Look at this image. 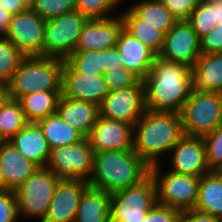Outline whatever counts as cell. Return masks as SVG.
Returning a JSON list of instances; mask_svg holds the SVG:
<instances>
[{
	"instance_id": "cell-10",
	"label": "cell",
	"mask_w": 222,
	"mask_h": 222,
	"mask_svg": "<svg viewBox=\"0 0 222 222\" xmlns=\"http://www.w3.org/2000/svg\"><path fill=\"white\" fill-rule=\"evenodd\" d=\"M93 148L88 138L50 149L46 167L58 178L89 180L93 170Z\"/></svg>"
},
{
	"instance_id": "cell-26",
	"label": "cell",
	"mask_w": 222,
	"mask_h": 222,
	"mask_svg": "<svg viewBox=\"0 0 222 222\" xmlns=\"http://www.w3.org/2000/svg\"><path fill=\"white\" fill-rule=\"evenodd\" d=\"M138 1V2H137ZM128 7L142 24H149L164 35L178 22L173 14L158 0H137Z\"/></svg>"
},
{
	"instance_id": "cell-37",
	"label": "cell",
	"mask_w": 222,
	"mask_h": 222,
	"mask_svg": "<svg viewBox=\"0 0 222 222\" xmlns=\"http://www.w3.org/2000/svg\"><path fill=\"white\" fill-rule=\"evenodd\" d=\"M103 75L109 92L134 86L140 80L137 75L124 66L109 69Z\"/></svg>"
},
{
	"instance_id": "cell-1",
	"label": "cell",
	"mask_w": 222,
	"mask_h": 222,
	"mask_svg": "<svg viewBox=\"0 0 222 222\" xmlns=\"http://www.w3.org/2000/svg\"><path fill=\"white\" fill-rule=\"evenodd\" d=\"M142 81L146 110L180 114L193 89L192 68L156 56Z\"/></svg>"
},
{
	"instance_id": "cell-2",
	"label": "cell",
	"mask_w": 222,
	"mask_h": 222,
	"mask_svg": "<svg viewBox=\"0 0 222 222\" xmlns=\"http://www.w3.org/2000/svg\"><path fill=\"white\" fill-rule=\"evenodd\" d=\"M183 136L180 114L146 110L134 125L133 151L149 166L161 164Z\"/></svg>"
},
{
	"instance_id": "cell-18",
	"label": "cell",
	"mask_w": 222,
	"mask_h": 222,
	"mask_svg": "<svg viewBox=\"0 0 222 222\" xmlns=\"http://www.w3.org/2000/svg\"><path fill=\"white\" fill-rule=\"evenodd\" d=\"M134 126L98 116L88 137L94 152L133 149Z\"/></svg>"
},
{
	"instance_id": "cell-42",
	"label": "cell",
	"mask_w": 222,
	"mask_h": 222,
	"mask_svg": "<svg viewBox=\"0 0 222 222\" xmlns=\"http://www.w3.org/2000/svg\"><path fill=\"white\" fill-rule=\"evenodd\" d=\"M103 74L109 70L123 66L120 60V52L116 46L101 50Z\"/></svg>"
},
{
	"instance_id": "cell-41",
	"label": "cell",
	"mask_w": 222,
	"mask_h": 222,
	"mask_svg": "<svg viewBox=\"0 0 222 222\" xmlns=\"http://www.w3.org/2000/svg\"><path fill=\"white\" fill-rule=\"evenodd\" d=\"M201 54L222 53V26L218 24L200 39Z\"/></svg>"
},
{
	"instance_id": "cell-35",
	"label": "cell",
	"mask_w": 222,
	"mask_h": 222,
	"mask_svg": "<svg viewBox=\"0 0 222 222\" xmlns=\"http://www.w3.org/2000/svg\"><path fill=\"white\" fill-rule=\"evenodd\" d=\"M202 138L205 143L206 160L210 171L222 172V123Z\"/></svg>"
},
{
	"instance_id": "cell-32",
	"label": "cell",
	"mask_w": 222,
	"mask_h": 222,
	"mask_svg": "<svg viewBox=\"0 0 222 222\" xmlns=\"http://www.w3.org/2000/svg\"><path fill=\"white\" fill-rule=\"evenodd\" d=\"M25 55L5 36H0V82L9 84Z\"/></svg>"
},
{
	"instance_id": "cell-20",
	"label": "cell",
	"mask_w": 222,
	"mask_h": 222,
	"mask_svg": "<svg viewBox=\"0 0 222 222\" xmlns=\"http://www.w3.org/2000/svg\"><path fill=\"white\" fill-rule=\"evenodd\" d=\"M38 166L26 159L9 141L0 144V169L6 190L15 191Z\"/></svg>"
},
{
	"instance_id": "cell-45",
	"label": "cell",
	"mask_w": 222,
	"mask_h": 222,
	"mask_svg": "<svg viewBox=\"0 0 222 222\" xmlns=\"http://www.w3.org/2000/svg\"><path fill=\"white\" fill-rule=\"evenodd\" d=\"M12 14L0 6V36H5L10 25Z\"/></svg>"
},
{
	"instance_id": "cell-27",
	"label": "cell",
	"mask_w": 222,
	"mask_h": 222,
	"mask_svg": "<svg viewBox=\"0 0 222 222\" xmlns=\"http://www.w3.org/2000/svg\"><path fill=\"white\" fill-rule=\"evenodd\" d=\"M42 130L50 149L72 145L84 137L65 122L56 112L36 122Z\"/></svg>"
},
{
	"instance_id": "cell-5",
	"label": "cell",
	"mask_w": 222,
	"mask_h": 222,
	"mask_svg": "<svg viewBox=\"0 0 222 222\" xmlns=\"http://www.w3.org/2000/svg\"><path fill=\"white\" fill-rule=\"evenodd\" d=\"M180 115L184 135L211 133L222 123V93L192 89Z\"/></svg>"
},
{
	"instance_id": "cell-40",
	"label": "cell",
	"mask_w": 222,
	"mask_h": 222,
	"mask_svg": "<svg viewBox=\"0 0 222 222\" xmlns=\"http://www.w3.org/2000/svg\"><path fill=\"white\" fill-rule=\"evenodd\" d=\"M178 21H187L199 0H158Z\"/></svg>"
},
{
	"instance_id": "cell-9",
	"label": "cell",
	"mask_w": 222,
	"mask_h": 222,
	"mask_svg": "<svg viewBox=\"0 0 222 222\" xmlns=\"http://www.w3.org/2000/svg\"><path fill=\"white\" fill-rule=\"evenodd\" d=\"M156 203L155 182L149 175L138 185L111 193L110 222H142Z\"/></svg>"
},
{
	"instance_id": "cell-19",
	"label": "cell",
	"mask_w": 222,
	"mask_h": 222,
	"mask_svg": "<svg viewBox=\"0 0 222 222\" xmlns=\"http://www.w3.org/2000/svg\"><path fill=\"white\" fill-rule=\"evenodd\" d=\"M116 47L120 52L123 66L143 80L149 74L157 55L125 28L120 34Z\"/></svg>"
},
{
	"instance_id": "cell-17",
	"label": "cell",
	"mask_w": 222,
	"mask_h": 222,
	"mask_svg": "<svg viewBox=\"0 0 222 222\" xmlns=\"http://www.w3.org/2000/svg\"><path fill=\"white\" fill-rule=\"evenodd\" d=\"M109 93L104 75L77 73L66 61L62 71V95L98 106Z\"/></svg>"
},
{
	"instance_id": "cell-34",
	"label": "cell",
	"mask_w": 222,
	"mask_h": 222,
	"mask_svg": "<svg viewBox=\"0 0 222 222\" xmlns=\"http://www.w3.org/2000/svg\"><path fill=\"white\" fill-rule=\"evenodd\" d=\"M77 73L103 75L101 50L75 51L65 60Z\"/></svg>"
},
{
	"instance_id": "cell-31",
	"label": "cell",
	"mask_w": 222,
	"mask_h": 222,
	"mask_svg": "<svg viewBox=\"0 0 222 222\" xmlns=\"http://www.w3.org/2000/svg\"><path fill=\"white\" fill-rule=\"evenodd\" d=\"M187 22L199 39L209 34L218 25L214 15V0H199Z\"/></svg>"
},
{
	"instance_id": "cell-46",
	"label": "cell",
	"mask_w": 222,
	"mask_h": 222,
	"mask_svg": "<svg viewBox=\"0 0 222 222\" xmlns=\"http://www.w3.org/2000/svg\"><path fill=\"white\" fill-rule=\"evenodd\" d=\"M10 98L9 86L6 83L0 82V108Z\"/></svg>"
},
{
	"instance_id": "cell-14",
	"label": "cell",
	"mask_w": 222,
	"mask_h": 222,
	"mask_svg": "<svg viewBox=\"0 0 222 222\" xmlns=\"http://www.w3.org/2000/svg\"><path fill=\"white\" fill-rule=\"evenodd\" d=\"M167 168L174 173L201 177L210 171L202 137L184 135L169 153Z\"/></svg>"
},
{
	"instance_id": "cell-6",
	"label": "cell",
	"mask_w": 222,
	"mask_h": 222,
	"mask_svg": "<svg viewBox=\"0 0 222 222\" xmlns=\"http://www.w3.org/2000/svg\"><path fill=\"white\" fill-rule=\"evenodd\" d=\"M161 166L162 163L150 166L157 203L181 212L194 209L198 200L200 177L174 173L169 169H164L165 172Z\"/></svg>"
},
{
	"instance_id": "cell-12",
	"label": "cell",
	"mask_w": 222,
	"mask_h": 222,
	"mask_svg": "<svg viewBox=\"0 0 222 222\" xmlns=\"http://www.w3.org/2000/svg\"><path fill=\"white\" fill-rule=\"evenodd\" d=\"M46 20L32 9L12 15L5 35L25 56H43Z\"/></svg>"
},
{
	"instance_id": "cell-3",
	"label": "cell",
	"mask_w": 222,
	"mask_h": 222,
	"mask_svg": "<svg viewBox=\"0 0 222 222\" xmlns=\"http://www.w3.org/2000/svg\"><path fill=\"white\" fill-rule=\"evenodd\" d=\"M150 175V166L133 149L94 152L89 186L110 193L138 185Z\"/></svg>"
},
{
	"instance_id": "cell-47",
	"label": "cell",
	"mask_w": 222,
	"mask_h": 222,
	"mask_svg": "<svg viewBox=\"0 0 222 222\" xmlns=\"http://www.w3.org/2000/svg\"><path fill=\"white\" fill-rule=\"evenodd\" d=\"M215 21L222 26V0H214Z\"/></svg>"
},
{
	"instance_id": "cell-16",
	"label": "cell",
	"mask_w": 222,
	"mask_h": 222,
	"mask_svg": "<svg viewBox=\"0 0 222 222\" xmlns=\"http://www.w3.org/2000/svg\"><path fill=\"white\" fill-rule=\"evenodd\" d=\"M124 29V21L117 12L105 19H88L84 24L75 51H100L116 46Z\"/></svg>"
},
{
	"instance_id": "cell-7",
	"label": "cell",
	"mask_w": 222,
	"mask_h": 222,
	"mask_svg": "<svg viewBox=\"0 0 222 222\" xmlns=\"http://www.w3.org/2000/svg\"><path fill=\"white\" fill-rule=\"evenodd\" d=\"M58 178L47 167H38L25 182L15 190L18 215L42 222L52 201ZM33 217V218H32Z\"/></svg>"
},
{
	"instance_id": "cell-28",
	"label": "cell",
	"mask_w": 222,
	"mask_h": 222,
	"mask_svg": "<svg viewBox=\"0 0 222 222\" xmlns=\"http://www.w3.org/2000/svg\"><path fill=\"white\" fill-rule=\"evenodd\" d=\"M62 91H40L21 96V104L28 122H37L56 113Z\"/></svg>"
},
{
	"instance_id": "cell-30",
	"label": "cell",
	"mask_w": 222,
	"mask_h": 222,
	"mask_svg": "<svg viewBox=\"0 0 222 222\" xmlns=\"http://www.w3.org/2000/svg\"><path fill=\"white\" fill-rule=\"evenodd\" d=\"M28 121L18 100L9 98L0 108V138L10 141Z\"/></svg>"
},
{
	"instance_id": "cell-21",
	"label": "cell",
	"mask_w": 222,
	"mask_h": 222,
	"mask_svg": "<svg viewBox=\"0 0 222 222\" xmlns=\"http://www.w3.org/2000/svg\"><path fill=\"white\" fill-rule=\"evenodd\" d=\"M56 112L84 138H88L98 119L99 106L91 102L65 97L61 94Z\"/></svg>"
},
{
	"instance_id": "cell-39",
	"label": "cell",
	"mask_w": 222,
	"mask_h": 222,
	"mask_svg": "<svg viewBox=\"0 0 222 222\" xmlns=\"http://www.w3.org/2000/svg\"><path fill=\"white\" fill-rule=\"evenodd\" d=\"M181 211L156 203L142 222H181Z\"/></svg>"
},
{
	"instance_id": "cell-29",
	"label": "cell",
	"mask_w": 222,
	"mask_h": 222,
	"mask_svg": "<svg viewBox=\"0 0 222 222\" xmlns=\"http://www.w3.org/2000/svg\"><path fill=\"white\" fill-rule=\"evenodd\" d=\"M127 9L124 12L122 8L121 11L118 10L124 21V28L158 55L163 46L164 34L149 24H142V19H139L129 8Z\"/></svg>"
},
{
	"instance_id": "cell-11",
	"label": "cell",
	"mask_w": 222,
	"mask_h": 222,
	"mask_svg": "<svg viewBox=\"0 0 222 222\" xmlns=\"http://www.w3.org/2000/svg\"><path fill=\"white\" fill-rule=\"evenodd\" d=\"M145 111L144 84L141 79L134 86L109 92L99 106V116L132 126Z\"/></svg>"
},
{
	"instance_id": "cell-33",
	"label": "cell",
	"mask_w": 222,
	"mask_h": 222,
	"mask_svg": "<svg viewBox=\"0 0 222 222\" xmlns=\"http://www.w3.org/2000/svg\"><path fill=\"white\" fill-rule=\"evenodd\" d=\"M124 0H75V10L88 19H105L115 16ZM123 4H122V3ZM120 7V8H117Z\"/></svg>"
},
{
	"instance_id": "cell-44",
	"label": "cell",
	"mask_w": 222,
	"mask_h": 222,
	"mask_svg": "<svg viewBox=\"0 0 222 222\" xmlns=\"http://www.w3.org/2000/svg\"><path fill=\"white\" fill-rule=\"evenodd\" d=\"M0 6L12 15H16L26 10L19 0H0Z\"/></svg>"
},
{
	"instance_id": "cell-49",
	"label": "cell",
	"mask_w": 222,
	"mask_h": 222,
	"mask_svg": "<svg viewBox=\"0 0 222 222\" xmlns=\"http://www.w3.org/2000/svg\"><path fill=\"white\" fill-rule=\"evenodd\" d=\"M2 190H6V189L4 188V181H3L2 172L0 169V191H2Z\"/></svg>"
},
{
	"instance_id": "cell-25",
	"label": "cell",
	"mask_w": 222,
	"mask_h": 222,
	"mask_svg": "<svg viewBox=\"0 0 222 222\" xmlns=\"http://www.w3.org/2000/svg\"><path fill=\"white\" fill-rule=\"evenodd\" d=\"M194 209L222 219V172L211 171L200 177Z\"/></svg>"
},
{
	"instance_id": "cell-43",
	"label": "cell",
	"mask_w": 222,
	"mask_h": 222,
	"mask_svg": "<svg viewBox=\"0 0 222 222\" xmlns=\"http://www.w3.org/2000/svg\"><path fill=\"white\" fill-rule=\"evenodd\" d=\"M181 222H222V219L196 209H191L181 213Z\"/></svg>"
},
{
	"instance_id": "cell-13",
	"label": "cell",
	"mask_w": 222,
	"mask_h": 222,
	"mask_svg": "<svg viewBox=\"0 0 222 222\" xmlns=\"http://www.w3.org/2000/svg\"><path fill=\"white\" fill-rule=\"evenodd\" d=\"M201 55L200 39L187 21H178L165 35L161 59L192 68Z\"/></svg>"
},
{
	"instance_id": "cell-4",
	"label": "cell",
	"mask_w": 222,
	"mask_h": 222,
	"mask_svg": "<svg viewBox=\"0 0 222 222\" xmlns=\"http://www.w3.org/2000/svg\"><path fill=\"white\" fill-rule=\"evenodd\" d=\"M65 60L40 55L24 56L9 82V96H21L40 91H62V71Z\"/></svg>"
},
{
	"instance_id": "cell-38",
	"label": "cell",
	"mask_w": 222,
	"mask_h": 222,
	"mask_svg": "<svg viewBox=\"0 0 222 222\" xmlns=\"http://www.w3.org/2000/svg\"><path fill=\"white\" fill-rule=\"evenodd\" d=\"M19 220L15 191H0V222H18Z\"/></svg>"
},
{
	"instance_id": "cell-48",
	"label": "cell",
	"mask_w": 222,
	"mask_h": 222,
	"mask_svg": "<svg viewBox=\"0 0 222 222\" xmlns=\"http://www.w3.org/2000/svg\"><path fill=\"white\" fill-rule=\"evenodd\" d=\"M25 9H33L36 0H19Z\"/></svg>"
},
{
	"instance_id": "cell-22",
	"label": "cell",
	"mask_w": 222,
	"mask_h": 222,
	"mask_svg": "<svg viewBox=\"0 0 222 222\" xmlns=\"http://www.w3.org/2000/svg\"><path fill=\"white\" fill-rule=\"evenodd\" d=\"M9 142L26 159L38 167H46L50 147L36 122H28Z\"/></svg>"
},
{
	"instance_id": "cell-15",
	"label": "cell",
	"mask_w": 222,
	"mask_h": 222,
	"mask_svg": "<svg viewBox=\"0 0 222 222\" xmlns=\"http://www.w3.org/2000/svg\"><path fill=\"white\" fill-rule=\"evenodd\" d=\"M88 186L87 180L60 178L42 222H75L80 197Z\"/></svg>"
},
{
	"instance_id": "cell-36",
	"label": "cell",
	"mask_w": 222,
	"mask_h": 222,
	"mask_svg": "<svg viewBox=\"0 0 222 222\" xmlns=\"http://www.w3.org/2000/svg\"><path fill=\"white\" fill-rule=\"evenodd\" d=\"M39 17L49 20L75 10V0H36L32 9Z\"/></svg>"
},
{
	"instance_id": "cell-23",
	"label": "cell",
	"mask_w": 222,
	"mask_h": 222,
	"mask_svg": "<svg viewBox=\"0 0 222 222\" xmlns=\"http://www.w3.org/2000/svg\"><path fill=\"white\" fill-rule=\"evenodd\" d=\"M193 89L222 93V53L201 54L192 67Z\"/></svg>"
},
{
	"instance_id": "cell-24",
	"label": "cell",
	"mask_w": 222,
	"mask_h": 222,
	"mask_svg": "<svg viewBox=\"0 0 222 222\" xmlns=\"http://www.w3.org/2000/svg\"><path fill=\"white\" fill-rule=\"evenodd\" d=\"M111 193L88 186L82 193L75 222H110Z\"/></svg>"
},
{
	"instance_id": "cell-8",
	"label": "cell",
	"mask_w": 222,
	"mask_h": 222,
	"mask_svg": "<svg viewBox=\"0 0 222 222\" xmlns=\"http://www.w3.org/2000/svg\"><path fill=\"white\" fill-rule=\"evenodd\" d=\"M87 21L88 18L78 10L46 20L43 56L66 60L75 52Z\"/></svg>"
}]
</instances>
